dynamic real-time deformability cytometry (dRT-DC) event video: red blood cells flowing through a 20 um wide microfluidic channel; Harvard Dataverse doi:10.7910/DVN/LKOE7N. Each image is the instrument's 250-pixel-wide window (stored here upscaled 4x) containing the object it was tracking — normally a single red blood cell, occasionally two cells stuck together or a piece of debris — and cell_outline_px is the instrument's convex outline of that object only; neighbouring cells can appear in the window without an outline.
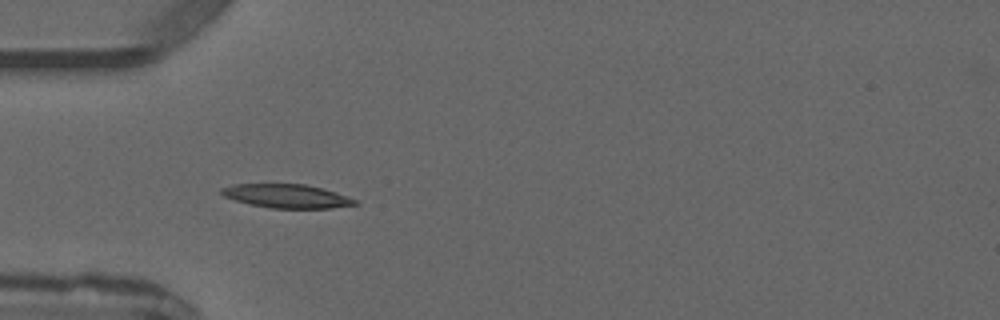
{"species": "common noctule bat (a hibernating species)", "species_latin": "Nyctalus noctula", "temperature_condition": "warm", "stored_images_in_passage": 3, "camera_frame_rate_fps": 3000, "um_per_image_px": 0.085, "animal": {"sex": "male", "forearm_length_mm": 52.5}, "frame": {"image": 1, "passage_image": 3, "time_ms": 2.333, "image_size_px": [1000, 320], "cell_outline_px": [[360, 204], [332, 208], [272, 208], [252, 204], [236, 200], [224, 196], [220, 192], [220, 188], [232, 184], [304, 184], [320, 188], [356, 200]], "centroid_in_image_um": [24.34, 16.66], "position_along_channel_um": 60.7, "area_um2": 18.09}}